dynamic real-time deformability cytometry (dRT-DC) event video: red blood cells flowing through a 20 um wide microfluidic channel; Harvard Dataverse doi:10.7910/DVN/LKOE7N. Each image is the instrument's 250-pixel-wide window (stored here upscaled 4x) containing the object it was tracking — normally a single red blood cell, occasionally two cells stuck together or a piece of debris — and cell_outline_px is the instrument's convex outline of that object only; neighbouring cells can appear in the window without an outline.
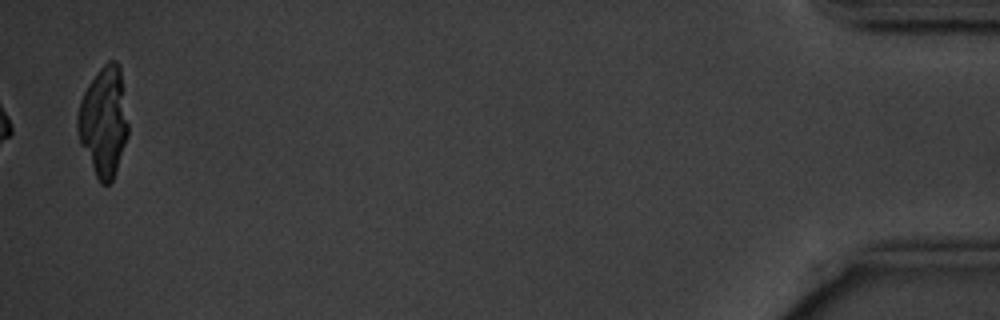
{"species": "common noctule bat (a hibernating species)", "species_latin": "Nyctalus noctula", "temperature_condition": "cold", "stored_images_in_passage": 15, "camera_frame_rate_fps": 3000, "um_per_image_px": 0.085, "animal": {"sex": "male", "body_mass_g": 20.1, "forearm_length_mm": 53.5}, "frame": {"image": 1, "passage_image": 15, "time_ms": 17.667, "image_size_px": [1000, 320], "cell_outline_px": [[128, 132], [116, 172], [112, 180], [108, 184], [100, 184], [80, 144], [76, 128], [76, 116], [80, 100], [88, 84], [100, 68], [108, 60], [116, 60], [120, 64], [128, 124]], "centroid_in_image_um": [8.8, 10.31], "position_along_channel_um": 426.4, "area_um2": 32.37}}